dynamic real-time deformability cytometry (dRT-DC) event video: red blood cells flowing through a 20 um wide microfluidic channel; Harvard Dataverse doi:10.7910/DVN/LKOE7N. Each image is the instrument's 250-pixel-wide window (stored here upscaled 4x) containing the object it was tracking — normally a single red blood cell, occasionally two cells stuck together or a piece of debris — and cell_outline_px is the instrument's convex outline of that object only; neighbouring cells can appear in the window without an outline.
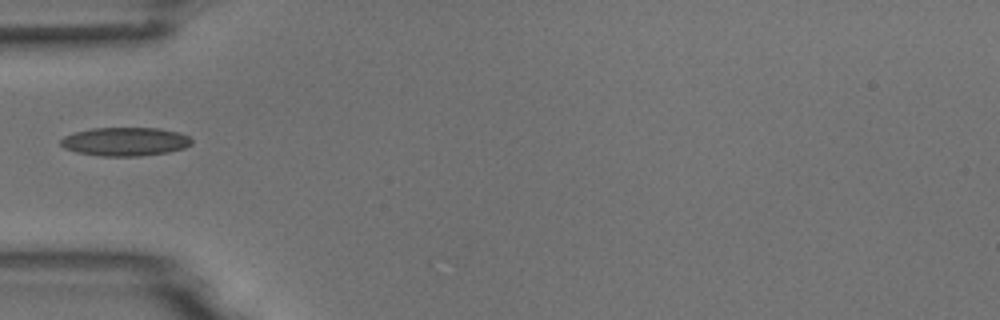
{"species": "common noctule bat (a hibernating species)", "species_latin": "Nyctalus noctula", "temperature_condition": "room temperature", "stored_images_in_passage": 10, "camera_frame_rate_fps": 3000, "um_per_image_px": 0.085, "animal": {"sex": "male", "body_mass_g": 18.8}, "frame": {"image": 1, "passage_image": 5, "time_ms": 5.667, "image_size_px": [1000, 320], "cell_outline_px": [[192, 144], [184, 148], [168, 152], [140, 156], [100, 156], [76, 152], [64, 148], [60, 144], [60, 140], [64, 136], [72, 132], [92, 128], [160, 128], [176, 132], [188, 136], [192, 140]], "centroid_in_image_um": [10.6, 12.03], "position_along_channel_um": 74.4, "area_um2": 21.91}}
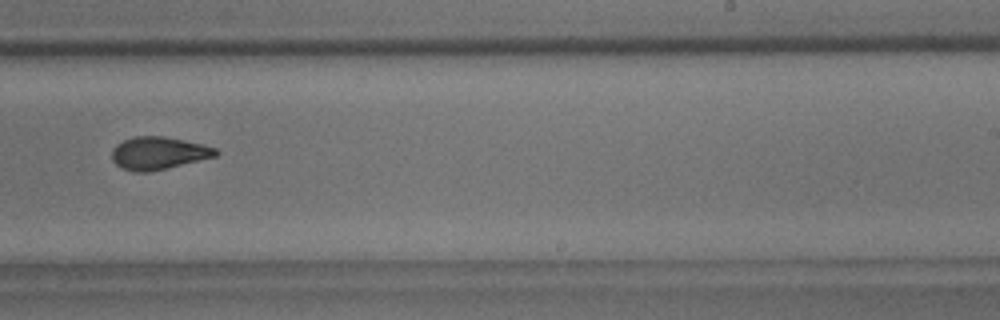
{"frame": {"image": 2, "passage_image": 10, "time_ms": 11.0, "image_size_px": [1000, 320], "cell_outline_px": [[220, 152], [216, 156], [148, 172], [136, 172], [120, 168], [112, 160], [112, 148], [116, 144], [124, 140], [136, 136], [164, 136], [204, 144], [216, 148]], "centroid_in_image_um": [13.45, 13.01], "position_along_channel_um": 275.5, "area_um2": 19.71}}